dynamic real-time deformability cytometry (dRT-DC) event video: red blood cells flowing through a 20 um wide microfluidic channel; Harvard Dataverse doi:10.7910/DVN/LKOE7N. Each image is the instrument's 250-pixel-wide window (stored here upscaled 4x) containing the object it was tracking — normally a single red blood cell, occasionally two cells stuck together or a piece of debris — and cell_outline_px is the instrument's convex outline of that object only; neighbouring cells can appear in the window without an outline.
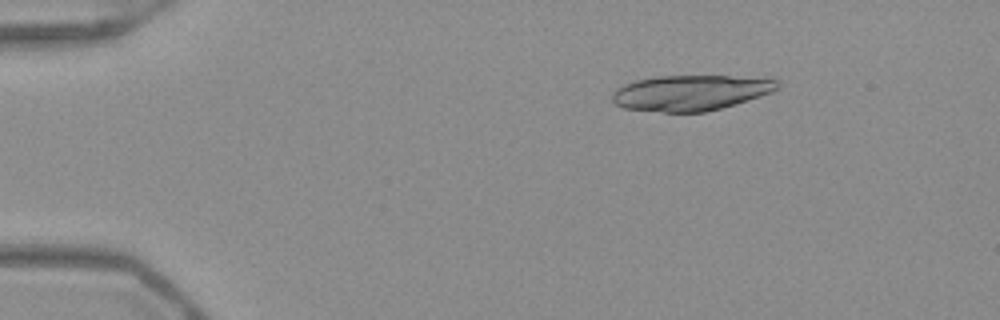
{"species": "Egyptian fruit bat (a non-hibernating species)", "species_latin": "Rousettus aegyptiacus", "temperature_condition": "warm", "stored_images_in_passage": 17, "camera_frame_rate_fps": 3000, "um_per_image_px": 0.085, "frame": {"image": 1, "passage_image": 8, "time_ms": 2.333, "image_size_px": [1000, 320], "cell_outline_px": [[780, 88], [772, 92], [736, 104], [704, 112], [664, 112], [624, 108], [616, 104], [612, 100], [612, 92], [616, 88], [624, 84], [636, 80], [660, 76], [728, 76], [776, 80]], "centroid_in_image_um": [58.66, 7.89], "position_along_channel_um": 26.3, "area_um2": 33.87}}